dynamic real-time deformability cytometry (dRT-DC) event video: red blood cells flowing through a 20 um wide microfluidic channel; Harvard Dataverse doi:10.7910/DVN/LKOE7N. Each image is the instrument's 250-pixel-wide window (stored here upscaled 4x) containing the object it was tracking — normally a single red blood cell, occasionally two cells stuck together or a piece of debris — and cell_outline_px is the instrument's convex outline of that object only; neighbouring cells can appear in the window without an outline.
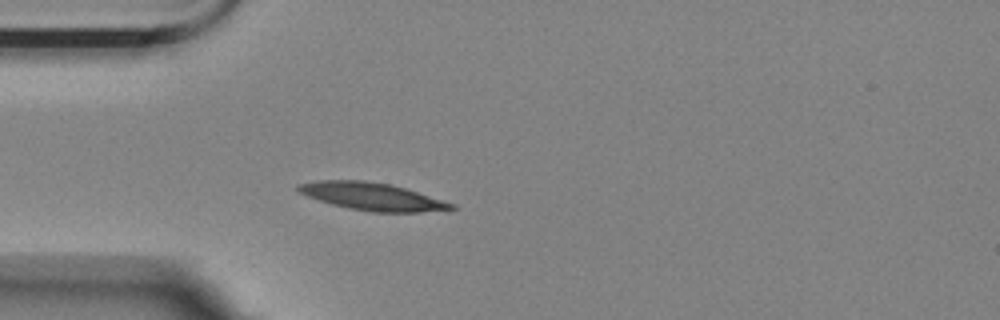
{"species": "Egyptian fruit bat (a non-hibernating species)", "species_latin": "Rousettus aegyptiacus", "temperature_condition": "room temperature", "stored_images_in_passage": 4, "camera_frame_rate_fps": 3000, "um_per_image_px": 0.085, "animal": {"sex": "female"}, "frame": {"image": 1, "passage_image": 4, "time_ms": 1.0, "image_size_px": [1000, 320], "cell_outline_px": [[456, 208], [420, 212], [372, 212], [348, 208], [332, 204], [296, 192], [296, 184], [316, 180], [364, 180], [388, 184], [404, 188], [456, 204]], "centroid_in_image_um": [31.57, 16.69], "position_along_channel_um": 53.4, "area_um2": 24.45}}